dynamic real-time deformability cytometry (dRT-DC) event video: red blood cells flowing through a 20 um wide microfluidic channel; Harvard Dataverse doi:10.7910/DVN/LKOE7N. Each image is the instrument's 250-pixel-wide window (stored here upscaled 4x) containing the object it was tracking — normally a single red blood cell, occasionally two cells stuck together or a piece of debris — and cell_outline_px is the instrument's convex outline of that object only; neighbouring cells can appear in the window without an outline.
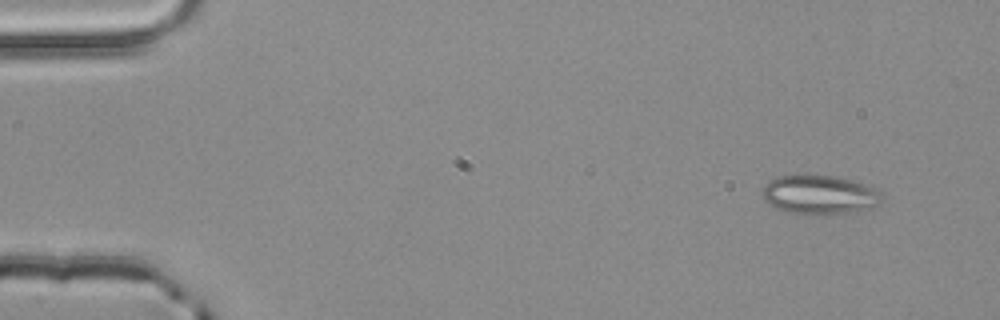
{"species": "common noctule bat (a hibernating species)", "species_latin": "Nyctalus noctula", "temperature_condition": "room temperature", "stored_images_in_passage": 3, "camera_frame_rate_fps": 3000, "um_per_image_px": 0.085, "animal": {"sex": "male", "body_mass_g": 20.4}, "frame": {"image": 1, "passage_image": 1, "time_ms": 0.0, "image_size_px": [1000, 320], "cell_outline_px": [[884, 192], [880, 204], [856, 212], [784, 212], [776, 208], [764, 200], [760, 192], [764, 184], [776, 176], [836, 176], [852, 180], [876, 188]], "centroid_in_image_um": [69.67, 16.52], "position_along_channel_um": 15.3, "area_um2": 26.76}}